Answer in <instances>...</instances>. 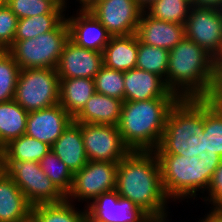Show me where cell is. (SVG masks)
<instances>
[{
  "label": "cell",
  "instance_id": "6da1fadb",
  "mask_svg": "<svg viewBox=\"0 0 222 222\" xmlns=\"http://www.w3.org/2000/svg\"><path fill=\"white\" fill-rule=\"evenodd\" d=\"M165 84L179 99L222 96V68L186 36L169 51Z\"/></svg>",
  "mask_w": 222,
  "mask_h": 222
},
{
  "label": "cell",
  "instance_id": "7a4b0ae2",
  "mask_svg": "<svg viewBox=\"0 0 222 222\" xmlns=\"http://www.w3.org/2000/svg\"><path fill=\"white\" fill-rule=\"evenodd\" d=\"M115 190L147 214L168 210L158 158L154 151H131L118 162Z\"/></svg>",
  "mask_w": 222,
  "mask_h": 222
},
{
  "label": "cell",
  "instance_id": "3957f363",
  "mask_svg": "<svg viewBox=\"0 0 222 222\" xmlns=\"http://www.w3.org/2000/svg\"><path fill=\"white\" fill-rule=\"evenodd\" d=\"M161 171V181L169 201L197 199V192L207 191L214 171L222 161L220 155L186 157L173 154H156Z\"/></svg>",
  "mask_w": 222,
  "mask_h": 222
},
{
  "label": "cell",
  "instance_id": "277c9868",
  "mask_svg": "<svg viewBox=\"0 0 222 222\" xmlns=\"http://www.w3.org/2000/svg\"><path fill=\"white\" fill-rule=\"evenodd\" d=\"M179 98L124 101L117 125L131 151H154L165 130L167 115Z\"/></svg>",
  "mask_w": 222,
  "mask_h": 222
},
{
  "label": "cell",
  "instance_id": "5b68a950",
  "mask_svg": "<svg viewBox=\"0 0 222 222\" xmlns=\"http://www.w3.org/2000/svg\"><path fill=\"white\" fill-rule=\"evenodd\" d=\"M204 98L178 99L171 107L155 154L198 156L204 143Z\"/></svg>",
  "mask_w": 222,
  "mask_h": 222
},
{
  "label": "cell",
  "instance_id": "8992f818",
  "mask_svg": "<svg viewBox=\"0 0 222 222\" xmlns=\"http://www.w3.org/2000/svg\"><path fill=\"white\" fill-rule=\"evenodd\" d=\"M70 39L66 17L51 31L26 40H14L8 51L21 69L57 68Z\"/></svg>",
  "mask_w": 222,
  "mask_h": 222
},
{
  "label": "cell",
  "instance_id": "52a82bcc",
  "mask_svg": "<svg viewBox=\"0 0 222 222\" xmlns=\"http://www.w3.org/2000/svg\"><path fill=\"white\" fill-rule=\"evenodd\" d=\"M60 78L55 68L21 69L14 100L27 112L59 103Z\"/></svg>",
  "mask_w": 222,
  "mask_h": 222
},
{
  "label": "cell",
  "instance_id": "ba28073f",
  "mask_svg": "<svg viewBox=\"0 0 222 222\" xmlns=\"http://www.w3.org/2000/svg\"><path fill=\"white\" fill-rule=\"evenodd\" d=\"M2 170L13 179L32 206L66 200V196L42 171L39 162L2 161Z\"/></svg>",
  "mask_w": 222,
  "mask_h": 222
},
{
  "label": "cell",
  "instance_id": "9c48e42d",
  "mask_svg": "<svg viewBox=\"0 0 222 222\" xmlns=\"http://www.w3.org/2000/svg\"><path fill=\"white\" fill-rule=\"evenodd\" d=\"M184 28L186 37L202 47L222 68V9L193 5Z\"/></svg>",
  "mask_w": 222,
  "mask_h": 222
},
{
  "label": "cell",
  "instance_id": "30bf717a",
  "mask_svg": "<svg viewBox=\"0 0 222 222\" xmlns=\"http://www.w3.org/2000/svg\"><path fill=\"white\" fill-rule=\"evenodd\" d=\"M117 166L118 162L88 161L74 173L73 184L66 200L72 203L83 200L89 205L99 195L115 190Z\"/></svg>",
  "mask_w": 222,
  "mask_h": 222
},
{
  "label": "cell",
  "instance_id": "8fae6325",
  "mask_svg": "<svg viewBox=\"0 0 222 222\" xmlns=\"http://www.w3.org/2000/svg\"><path fill=\"white\" fill-rule=\"evenodd\" d=\"M81 132L89 161L119 162L131 152L116 125L81 123Z\"/></svg>",
  "mask_w": 222,
  "mask_h": 222
},
{
  "label": "cell",
  "instance_id": "7c38bea8",
  "mask_svg": "<svg viewBox=\"0 0 222 222\" xmlns=\"http://www.w3.org/2000/svg\"><path fill=\"white\" fill-rule=\"evenodd\" d=\"M89 11L112 37L135 34L143 12L136 0H100Z\"/></svg>",
  "mask_w": 222,
  "mask_h": 222
},
{
  "label": "cell",
  "instance_id": "4fadbf2b",
  "mask_svg": "<svg viewBox=\"0 0 222 222\" xmlns=\"http://www.w3.org/2000/svg\"><path fill=\"white\" fill-rule=\"evenodd\" d=\"M87 222H144L147 213L116 190L99 195L85 205Z\"/></svg>",
  "mask_w": 222,
  "mask_h": 222
},
{
  "label": "cell",
  "instance_id": "5bb4252c",
  "mask_svg": "<svg viewBox=\"0 0 222 222\" xmlns=\"http://www.w3.org/2000/svg\"><path fill=\"white\" fill-rule=\"evenodd\" d=\"M72 121L73 117L58 103L29 112L25 134L52 147Z\"/></svg>",
  "mask_w": 222,
  "mask_h": 222
},
{
  "label": "cell",
  "instance_id": "9a60e30c",
  "mask_svg": "<svg viewBox=\"0 0 222 222\" xmlns=\"http://www.w3.org/2000/svg\"><path fill=\"white\" fill-rule=\"evenodd\" d=\"M102 65L103 53L79 47L69 39L56 70L59 78L94 79Z\"/></svg>",
  "mask_w": 222,
  "mask_h": 222
},
{
  "label": "cell",
  "instance_id": "2e32d148",
  "mask_svg": "<svg viewBox=\"0 0 222 222\" xmlns=\"http://www.w3.org/2000/svg\"><path fill=\"white\" fill-rule=\"evenodd\" d=\"M76 12L66 18L70 40L79 47L103 53L112 36L89 10Z\"/></svg>",
  "mask_w": 222,
  "mask_h": 222
},
{
  "label": "cell",
  "instance_id": "e0dca14e",
  "mask_svg": "<svg viewBox=\"0 0 222 222\" xmlns=\"http://www.w3.org/2000/svg\"><path fill=\"white\" fill-rule=\"evenodd\" d=\"M135 34L140 42L168 51L186 36L184 25L156 19L146 11L140 16Z\"/></svg>",
  "mask_w": 222,
  "mask_h": 222
},
{
  "label": "cell",
  "instance_id": "ac0fdd59",
  "mask_svg": "<svg viewBox=\"0 0 222 222\" xmlns=\"http://www.w3.org/2000/svg\"><path fill=\"white\" fill-rule=\"evenodd\" d=\"M124 101H144L154 98H178L155 73L133 68L124 72Z\"/></svg>",
  "mask_w": 222,
  "mask_h": 222
},
{
  "label": "cell",
  "instance_id": "d6986e66",
  "mask_svg": "<svg viewBox=\"0 0 222 222\" xmlns=\"http://www.w3.org/2000/svg\"><path fill=\"white\" fill-rule=\"evenodd\" d=\"M32 205L5 172L0 171V222H25L31 218Z\"/></svg>",
  "mask_w": 222,
  "mask_h": 222
},
{
  "label": "cell",
  "instance_id": "ffe728a7",
  "mask_svg": "<svg viewBox=\"0 0 222 222\" xmlns=\"http://www.w3.org/2000/svg\"><path fill=\"white\" fill-rule=\"evenodd\" d=\"M51 150L73 174L84 167L89 160L83 143L81 123L72 121L54 142Z\"/></svg>",
  "mask_w": 222,
  "mask_h": 222
},
{
  "label": "cell",
  "instance_id": "44dd1931",
  "mask_svg": "<svg viewBox=\"0 0 222 222\" xmlns=\"http://www.w3.org/2000/svg\"><path fill=\"white\" fill-rule=\"evenodd\" d=\"M123 100L95 92L83 109L73 118L76 123L118 125Z\"/></svg>",
  "mask_w": 222,
  "mask_h": 222
},
{
  "label": "cell",
  "instance_id": "7402d4cb",
  "mask_svg": "<svg viewBox=\"0 0 222 222\" xmlns=\"http://www.w3.org/2000/svg\"><path fill=\"white\" fill-rule=\"evenodd\" d=\"M137 55L136 34L111 37L103 51V65L113 70L129 71L136 68Z\"/></svg>",
  "mask_w": 222,
  "mask_h": 222
},
{
  "label": "cell",
  "instance_id": "603a6c76",
  "mask_svg": "<svg viewBox=\"0 0 222 222\" xmlns=\"http://www.w3.org/2000/svg\"><path fill=\"white\" fill-rule=\"evenodd\" d=\"M95 92L94 79L60 78L59 104L74 118Z\"/></svg>",
  "mask_w": 222,
  "mask_h": 222
},
{
  "label": "cell",
  "instance_id": "cb8c5ba5",
  "mask_svg": "<svg viewBox=\"0 0 222 222\" xmlns=\"http://www.w3.org/2000/svg\"><path fill=\"white\" fill-rule=\"evenodd\" d=\"M203 135L207 155L222 157V96L204 98Z\"/></svg>",
  "mask_w": 222,
  "mask_h": 222
},
{
  "label": "cell",
  "instance_id": "d4e9b609",
  "mask_svg": "<svg viewBox=\"0 0 222 222\" xmlns=\"http://www.w3.org/2000/svg\"><path fill=\"white\" fill-rule=\"evenodd\" d=\"M28 113L14 99L0 103V149L25 134Z\"/></svg>",
  "mask_w": 222,
  "mask_h": 222
},
{
  "label": "cell",
  "instance_id": "484cf974",
  "mask_svg": "<svg viewBox=\"0 0 222 222\" xmlns=\"http://www.w3.org/2000/svg\"><path fill=\"white\" fill-rule=\"evenodd\" d=\"M74 203L67 200L60 203L32 206L31 219L34 222H87V211L77 210Z\"/></svg>",
  "mask_w": 222,
  "mask_h": 222
},
{
  "label": "cell",
  "instance_id": "4316f807",
  "mask_svg": "<svg viewBox=\"0 0 222 222\" xmlns=\"http://www.w3.org/2000/svg\"><path fill=\"white\" fill-rule=\"evenodd\" d=\"M50 150L48 144L23 134L1 149L2 161L39 162Z\"/></svg>",
  "mask_w": 222,
  "mask_h": 222
},
{
  "label": "cell",
  "instance_id": "83f0119b",
  "mask_svg": "<svg viewBox=\"0 0 222 222\" xmlns=\"http://www.w3.org/2000/svg\"><path fill=\"white\" fill-rule=\"evenodd\" d=\"M65 14H43L18 19L14 40H26L53 30Z\"/></svg>",
  "mask_w": 222,
  "mask_h": 222
},
{
  "label": "cell",
  "instance_id": "f1b7e54d",
  "mask_svg": "<svg viewBox=\"0 0 222 222\" xmlns=\"http://www.w3.org/2000/svg\"><path fill=\"white\" fill-rule=\"evenodd\" d=\"M169 51L149 46L138 40L136 68L157 74L166 80Z\"/></svg>",
  "mask_w": 222,
  "mask_h": 222
},
{
  "label": "cell",
  "instance_id": "f546056e",
  "mask_svg": "<svg viewBox=\"0 0 222 222\" xmlns=\"http://www.w3.org/2000/svg\"><path fill=\"white\" fill-rule=\"evenodd\" d=\"M192 6L188 0H156L146 12L156 19L184 25Z\"/></svg>",
  "mask_w": 222,
  "mask_h": 222
},
{
  "label": "cell",
  "instance_id": "4dcf8cb0",
  "mask_svg": "<svg viewBox=\"0 0 222 222\" xmlns=\"http://www.w3.org/2000/svg\"><path fill=\"white\" fill-rule=\"evenodd\" d=\"M39 164L45 175L67 196L73 184L74 174L66 164L52 150L39 161Z\"/></svg>",
  "mask_w": 222,
  "mask_h": 222
},
{
  "label": "cell",
  "instance_id": "1f68e13d",
  "mask_svg": "<svg viewBox=\"0 0 222 222\" xmlns=\"http://www.w3.org/2000/svg\"><path fill=\"white\" fill-rule=\"evenodd\" d=\"M18 19L43 14H65L61 0H7Z\"/></svg>",
  "mask_w": 222,
  "mask_h": 222
},
{
  "label": "cell",
  "instance_id": "d6a6232c",
  "mask_svg": "<svg viewBox=\"0 0 222 222\" xmlns=\"http://www.w3.org/2000/svg\"><path fill=\"white\" fill-rule=\"evenodd\" d=\"M20 70L8 50L0 54V103L14 99Z\"/></svg>",
  "mask_w": 222,
  "mask_h": 222
},
{
  "label": "cell",
  "instance_id": "836d02e7",
  "mask_svg": "<svg viewBox=\"0 0 222 222\" xmlns=\"http://www.w3.org/2000/svg\"><path fill=\"white\" fill-rule=\"evenodd\" d=\"M95 91L124 101V72L102 65L94 77Z\"/></svg>",
  "mask_w": 222,
  "mask_h": 222
},
{
  "label": "cell",
  "instance_id": "e575fe53",
  "mask_svg": "<svg viewBox=\"0 0 222 222\" xmlns=\"http://www.w3.org/2000/svg\"><path fill=\"white\" fill-rule=\"evenodd\" d=\"M17 21V16L7 4L0 8V46L4 50H8L14 43Z\"/></svg>",
  "mask_w": 222,
  "mask_h": 222
},
{
  "label": "cell",
  "instance_id": "d590c367",
  "mask_svg": "<svg viewBox=\"0 0 222 222\" xmlns=\"http://www.w3.org/2000/svg\"><path fill=\"white\" fill-rule=\"evenodd\" d=\"M206 193L208 196L206 195L202 199L206 201L205 203L208 201L209 204L213 205L211 210H222V161L214 171Z\"/></svg>",
  "mask_w": 222,
  "mask_h": 222
},
{
  "label": "cell",
  "instance_id": "8d00e7d4",
  "mask_svg": "<svg viewBox=\"0 0 222 222\" xmlns=\"http://www.w3.org/2000/svg\"><path fill=\"white\" fill-rule=\"evenodd\" d=\"M168 211L164 210L161 212L147 214L144 222H168ZM167 218V219H166Z\"/></svg>",
  "mask_w": 222,
  "mask_h": 222
},
{
  "label": "cell",
  "instance_id": "74e56055",
  "mask_svg": "<svg viewBox=\"0 0 222 222\" xmlns=\"http://www.w3.org/2000/svg\"><path fill=\"white\" fill-rule=\"evenodd\" d=\"M201 222H222V210H209L208 214L204 216Z\"/></svg>",
  "mask_w": 222,
  "mask_h": 222
},
{
  "label": "cell",
  "instance_id": "f35d334b",
  "mask_svg": "<svg viewBox=\"0 0 222 222\" xmlns=\"http://www.w3.org/2000/svg\"><path fill=\"white\" fill-rule=\"evenodd\" d=\"M193 5L197 7H216L222 9V0H196Z\"/></svg>",
  "mask_w": 222,
  "mask_h": 222
},
{
  "label": "cell",
  "instance_id": "ab89813d",
  "mask_svg": "<svg viewBox=\"0 0 222 222\" xmlns=\"http://www.w3.org/2000/svg\"><path fill=\"white\" fill-rule=\"evenodd\" d=\"M68 0H61L62 5L64 6L65 9H67V2ZM81 4L78 9L81 10H89L92 7V0H76Z\"/></svg>",
  "mask_w": 222,
  "mask_h": 222
},
{
  "label": "cell",
  "instance_id": "60d3db41",
  "mask_svg": "<svg viewBox=\"0 0 222 222\" xmlns=\"http://www.w3.org/2000/svg\"><path fill=\"white\" fill-rule=\"evenodd\" d=\"M156 0H136L137 5L143 10L146 11V9L152 5Z\"/></svg>",
  "mask_w": 222,
  "mask_h": 222
},
{
  "label": "cell",
  "instance_id": "b9f144b4",
  "mask_svg": "<svg viewBox=\"0 0 222 222\" xmlns=\"http://www.w3.org/2000/svg\"><path fill=\"white\" fill-rule=\"evenodd\" d=\"M7 4V0H0V8Z\"/></svg>",
  "mask_w": 222,
  "mask_h": 222
},
{
  "label": "cell",
  "instance_id": "7bdbcfd3",
  "mask_svg": "<svg viewBox=\"0 0 222 222\" xmlns=\"http://www.w3.org/2000/svg\"><path fill=\"white\" fill-rule=\"evenodd\" d=\"M2 170V154H1V149H0V171Z\"/></svg>",
  "mask_w": 222,
  "mask_h": 222
},
{
  "label": "cell",
  "instance_id": "ee69618b",
  "mask_svg": "<svg viewBox=\"0 0 222 222\" xmlns=\"http://www.w3.org/2000/svg\"><path fill=\"white\" fill-rule=\"evenodd\" d=\"M98 1H100V0H92V6Z\"/></svg>",
  "mask_w": 222,
  "mask_h": 222
},
{
  "label": "cell",
  "instance_id": "f6af8a7d",
  "mask_svg": "<svg viewBox=\"0 0 222 222\" xmlns=\"http://www.w3.org/2000/svg\"><path fill=\"white\" fill-rule=\"evenodd\" d=\"M5 51L1 46H0V54Z\"/></svg>",
  "mask_w": 222,
  "mask_h": 222
},
{
  "label": "cell",
  "instance_id": "bcb514c9",
  "mask_svg": "<svg viewBox=\"0 0 222 222\" xmlns=\"http://www.w3.org/2000/svg\"><path fill=\"white\" fill-rule=\"evenodd\" d=\"M25 222H34V221L30 218L29 220H27Z\"/></svg>",
  "mask_w": 222,
  "mask_h": 222
},
{
  "label": "cell",
  "instance_id": "7dc6e473",
  "mask_svg": "<svg viewBox=\"0 0 222 222\" xmlns=\"http://www.w3.org/2000/svg\"><path fill=\"white\" fill-rule=\"evenodd\" d=\"M188 1H190L193 4L196 0H188Z\"/></svg>",
  "mask_w": 222,
  "mask_h": 222
}]
</instances>
